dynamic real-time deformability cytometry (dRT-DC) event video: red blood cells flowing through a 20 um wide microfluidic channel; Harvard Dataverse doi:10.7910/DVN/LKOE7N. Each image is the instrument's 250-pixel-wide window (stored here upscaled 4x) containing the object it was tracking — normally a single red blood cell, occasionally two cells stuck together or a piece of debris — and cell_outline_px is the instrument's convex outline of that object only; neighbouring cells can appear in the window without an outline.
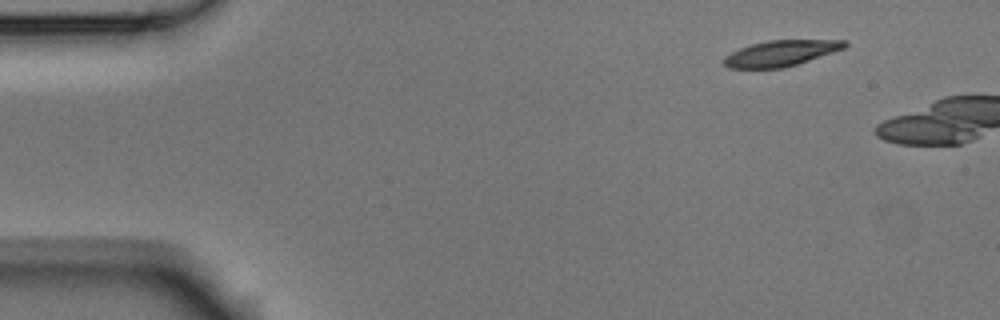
{"species": "Egyptian fruit bat (a non-hibernating species)", "species_latin": "Rousettus aegyptiacus", "temperature_condition": "room temperature", "stored_images_in_passage": 2, "camera_frame_rate_fps": 3000, "um_per_image_px": 0.085, "animal": {"sex": "male"}, "frame": {"image": 1, "passage_image": 1, "time_ms": 0.0, "image_size_px": [1000, 320], "cell_outline_px": [[848, 44], [844, 48], [784, 68], [728, 68], [724, 64], [724, 56], [740, 48], [752, 44], [768, 40], [848, 40]], "centroid_in_image_um": [66.36, 4.52], "position_along_channel_um": 18.6, "area_um2": 17.92}}